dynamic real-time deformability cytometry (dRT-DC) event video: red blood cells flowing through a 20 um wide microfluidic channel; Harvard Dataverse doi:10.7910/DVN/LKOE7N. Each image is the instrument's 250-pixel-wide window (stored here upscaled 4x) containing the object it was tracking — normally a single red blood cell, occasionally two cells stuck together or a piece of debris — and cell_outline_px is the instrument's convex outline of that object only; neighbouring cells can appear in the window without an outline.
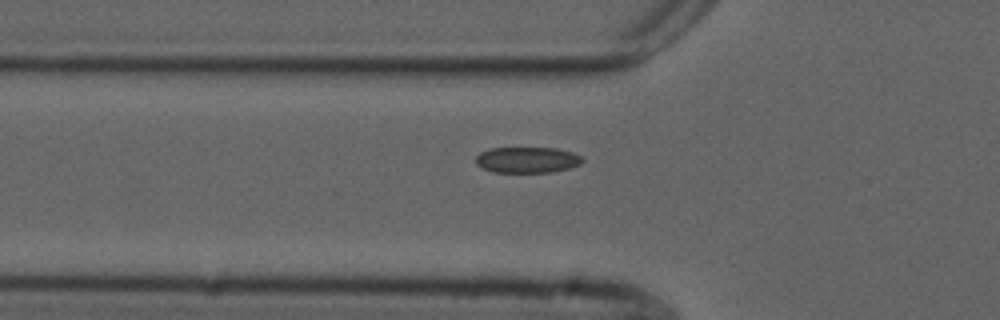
{"species": "common noctule bat (a hibernating species)", "species_latin": "Nyctalus noctula", "temperature_condition": "cold", "stored_images_in_passage": 38, "camera_frame_rate_fps": 3000, "um_per_image_px": 0.085, "animal": {"sex": "male", "forearm_length_mm": 52.5}, "frame": {"image": 1, "passage_image": 3, "time_ms": 0.667, "image_size_px": [1000, 320], "cell_outline_px": [[584, 160], [580, 164], [568, 168], [552, 172], [492, 172], [476, 164], [476, 156], [480, 152], [492, 148], [556, 148], [572, 152], [580, 156]], "centroid_in_image_um": [44.81, 13.59], "position_along_channel_um": 81.0, "area_um2": 16.01}}
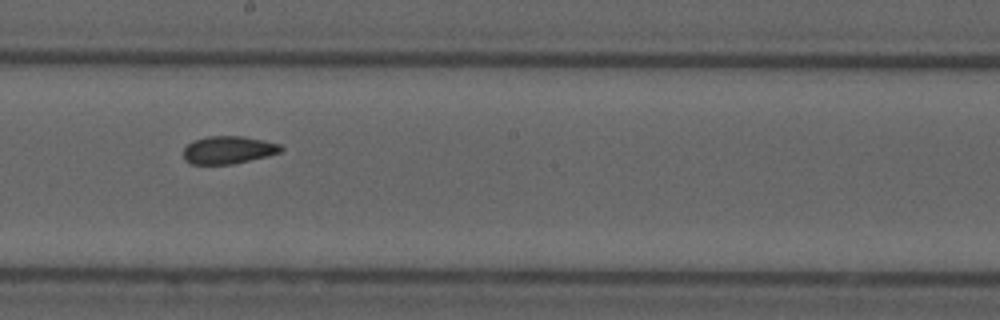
{"frame": {"image": 2, "passage_image": 15, "time_ms": 4.667, "image_size_px": [1000, 320], "cell_outline_px": [[284, 148], [280, 152], [268, 156], [232, 164], [192, 164], [184, 160], [184, 148], [192, 140], [208, 136], [244, 136], [264, 140], [280, 144]], "centroid_in_image_um": [19.41, 12.74], "position_along_channel_um": 228.8, "area_um2": 15.84}}
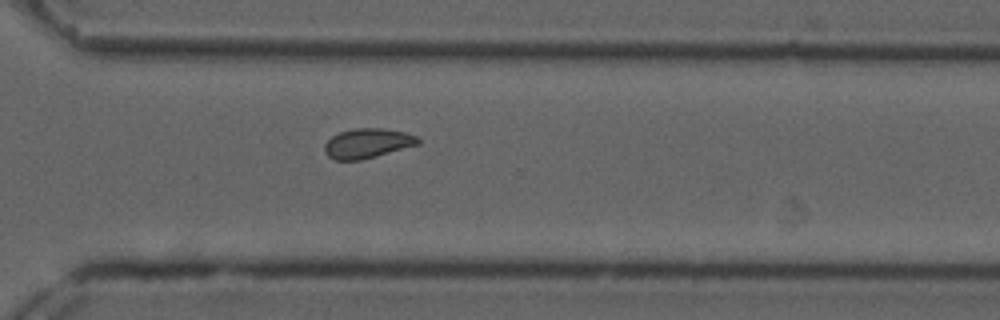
{"frame": {"image": 3, "passage_image": 24, "time_ms": 7.667, "image_size_px": [1000, 320], "cell_outline_px": [[420, 144], [376, 156], [360, 160], [336, 160], [328, 156], [324, 152], [324, 144], [332, 136], [340, 132], [356, 128], [384, 128], [404, 132], [416, 136], [420, 140]], "centroid_in_image_um": [31.23, 12.18], "position_along_channel_um": 339.4, "area_um2": 16.13}}